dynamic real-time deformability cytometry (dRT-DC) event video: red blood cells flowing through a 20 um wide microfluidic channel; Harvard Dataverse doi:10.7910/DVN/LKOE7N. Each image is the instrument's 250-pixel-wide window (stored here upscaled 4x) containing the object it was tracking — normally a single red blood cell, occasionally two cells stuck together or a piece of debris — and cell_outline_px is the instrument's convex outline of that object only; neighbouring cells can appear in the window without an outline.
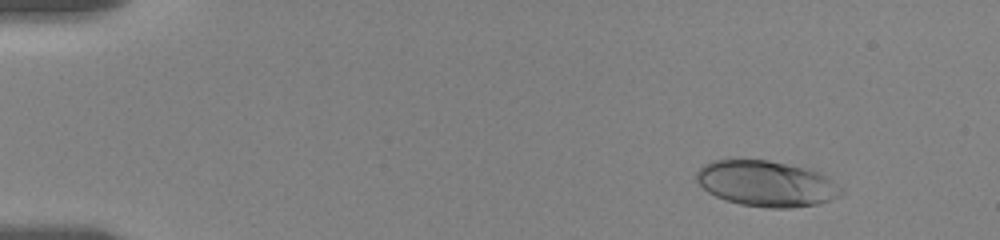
{"species": "human", "species_latin": "Homo sapiens", "temperature_condition": "room temperature", "stored_images_in_passage": 9, "camera_frame_rate_fps": 3000, "um_per_image_px": 0.085, "donor": {"sex": "female"}, "frame": {"image": 1, "passage_image": 3, "time_ms": 1.667, "image_size_px": [1000, 240], "cell_outline_px": [[844, 192], [840, 196], [816, 204], [788, 208], [768, 208], [740, 204], [724, 200], [708, 192], [696, 180], [696, 172], [704, 164], [712, 160], [768, 160], [808, 168], [820, 172], [844, 188]], "centroid_in_image_um": [65.16, 15.6], "position_along_channel_um": 19.8, "area_um2": 38.67}}
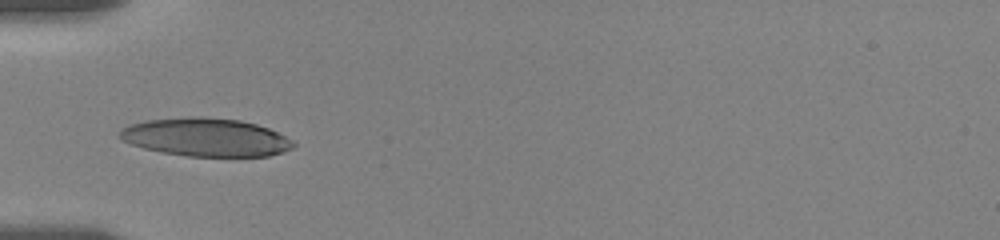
{"frame": {"image": 2, "passage_image": 8, "time_ms": 6.0, "image_size_px": [1000, 240], "cell_outline_px": [[296, 144], [292, 148], [284, 152], [268, 156], [188, 156], [160, 152], [144, 148], [132, 144], [124, 140], [120, 136], [120, 132], [128, 124], [144, 120], [192, 116], [204, 116], [240, 120], [256, 124], [268, 128], [292, 140]], "centroid_in_image_um": [17.5, 11.66], "position_along_channel_um": 67.5, "area_um2": 38.67}}